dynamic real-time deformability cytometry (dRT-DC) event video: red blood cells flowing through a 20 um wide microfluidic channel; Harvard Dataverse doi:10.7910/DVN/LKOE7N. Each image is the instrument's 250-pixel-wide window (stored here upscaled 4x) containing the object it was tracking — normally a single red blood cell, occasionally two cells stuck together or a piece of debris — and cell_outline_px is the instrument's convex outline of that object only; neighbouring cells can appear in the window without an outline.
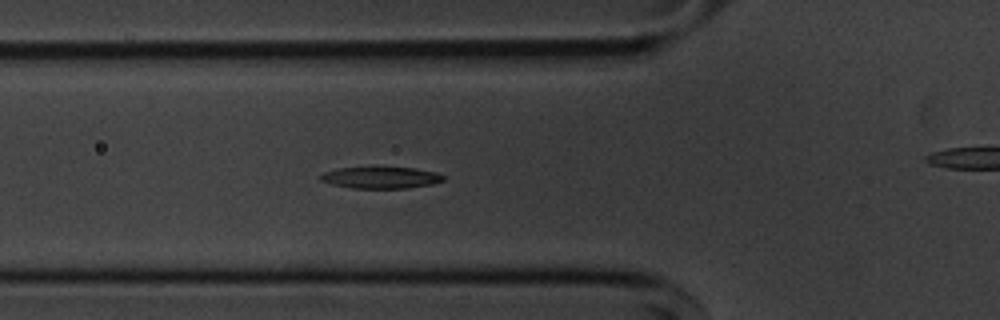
{"species": "common noctule bat (a hibernating species)", "species_latin": "Nyctalus noctula", "temperature_condition": "cold", "stored_images_in_passage": 41, "camera_frame_rate_fps": 3000, "um_per_image_px": 0.085, "animal": {"sex": "male", "body_mass_g": 20.1, "forearm_length_mm": 53.5}, "frame": {"image": 1, "passage_image": 4, "time_ms": 1.0, "image_size_px": [1000, 320], "cell_outline_px": [[444, 180], [432, 184], [404, 188], [352, 188], [332, 184], [320, 180], [320, 176], [324, 172], [336, 168], [412, 168], [436, 172], [444, 176]], "centroid_in_image_um": [32.36, 15.1], "position_along_channel_um": 93.4, "area_um2": 15.14}}
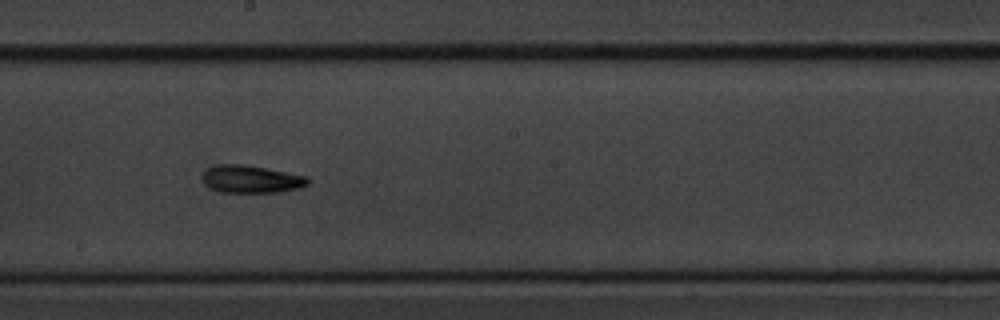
{"frame": {"image": 2, "passage_image": 15, "time_ms": 4.667, "image_size_px": [1000, 320], "cell_outline_px": [[308, 184], [300, 188], [280, 192], [220, 192], [204, 184], [204, 172], [208, 168], [216, 164], [244, 164], [308, 176]], "centroid_in_image_um": [21.37, 15.22], "position_along_channel_um": 226.8, "area_um2": 16.88}}
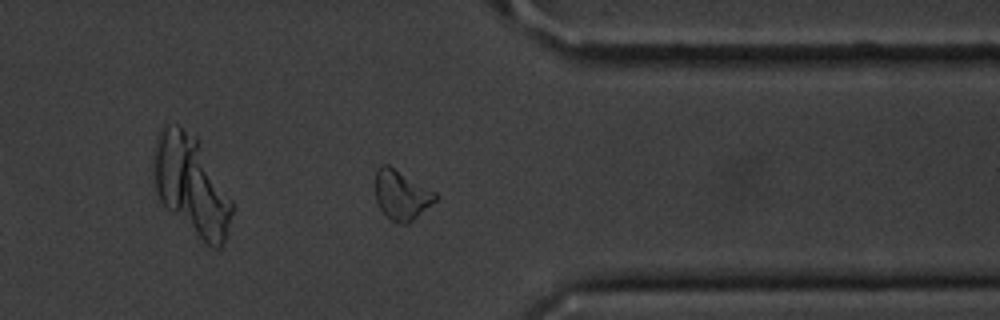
{"frame": {"image": 3, "passage_image": 28, "time_ms": 9.0, "image_size_px": [1000, 320], "cell_outline_px": [[436, 200], [408, 224], [400, 224], [392, 220], [380, 208], [376, 200], [376, 168], [380, 164], [388, 164], [436, 192]], "centroid_in_image_um": [34.11, 16.55], "position_along_channel_um": 377.3, "area_um2": 17.11}, "authors_computed_cell_mechanics": {"area_um2": 16.8776, "velocity_mm_per_s": 3.6205, "shape_relaxation_time_tau1_ms": 2.2054, "shape_relaxation_time_tau2_ms": 6.839, "deformation_change_tau1": 0.1342, "deformation_change_tau2": 0.1616}}